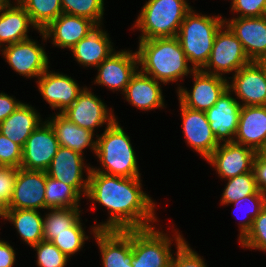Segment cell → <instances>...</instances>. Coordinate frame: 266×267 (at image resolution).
<instances>
[{
  "mask_svg": "<svg viewBox=\"0 0 266 267\" xmlns=\"http://www.w3.org/2000/svg\"><path fill=\"white\" fill-rule=\"evenodd\" d=\"M229 91L227 89L215 105L205 112L212 133L218 142L225 141V136L230 138L226 142H233L234 140L230 136L236 135L238 128L241 105L229 96Z\"/></svg>",
  "mask_w": 266,
  "mask_h": 267,
  "instance_id": "obj_17",
  "label": "cell"
},
{
  "mask_svg": "<svg viewBox=\"0 0 266 267\" xmlns=\"http://www.w3.org/2000/svg\"><path fill=\"white\" fill-rule=\"evenodd\" d=\"M82 161L80 154L67 147L59 146L46 173L48 176L72 186L79 194L81 188L87 194L88 179L82 183Z\"/></svg>",
  "mask_w": 266,
  "mask_h": 267,
  "instance_id": "obj_21",
  "label": "cell"
},
{
  "mask_svg": "<svg viewBox=\"0 0 266 267\" xmlns=\"http://www.w3.org/2000/svg\"><path fill=\"white\" fill-rule=\"evenodd\" d=\"M6 207L0 202V216H5Z\"/></svg>",
  "mask_w": 266,
  "mask_h": 267,
  "instance_id": "obj_47",
  "label": "cell"
},
{
  "mask_svg": "<svg viewBox=\"0 0 266 267\" xmlns=\"http://www.w3.org/2000/svg\"><path fill=\"white\" fill-rule=\"evenodd\" d=\"M59 148L55 132L48 122L37 127L22 148L20 168L25 170L46 171Z\"/></svg>",
  "mask_w": 266,
  "mask_h": 267,
  "instance_id": "obj_8",
  "label": "cell"
},
{
  "mask_svg": "<svg viewBox=\"0 0 266 267\" xmlns=\"http://www.w3.org/2000/svg\"><path fill=\"white\" fill-rule=\"evenodd\" d=\"M46 171L18 168L11 201L6 209H45Z\"/></svg>",
  "mask_w": 266,
  "mask_h": 267,
  "instance_id": "obj_9",
  "label": "cell"
},
{
  "mask_svg": "<svg viewBox=\"0 0 266 267\" xmlns=\"http://www.w3.org/2000/svg\"><path fill=\"white\" fill-rule=\"evenodd\" d=\"M22 147L0 133V166L20 168Z\"/></svg>",
  "mask_w": 266,
  "mask_h": 267,
  "instance_id": "obj_37",
  "label": "cell"
},
{
  "mask_svg": "<svg viewBox=\"0 0 266 267\" xmlns=\"http://www.w3.org/2000/svg\"><path fill=\"white\" fill-rule=\"evenodd\" d=\"M49 123L55 132L59 146L67 147L80 155L89 145L96 151L97 142L91 140L93 132L69 121L61 113Z\"/></svg>",
  "mask_w": 266,
  "mask_h": 267,
  "instance_id": "obj_27",
  "label": "cell"
},
{
  "mask_svg": "<svg viewBox=\"0 0 266 267\" xmlns=\"http://www.w3.org/2000/svg\"><path fill=\"white\" fill-rule=\"evenodd\" d=\"M61 114L69 121L91 132H93L95 126L103 124L108 119V113L103 102L86 89Z\"/></svg>",
  "mask_w": 266,
  "mask_h": 267,
  "instance_id": "obj_22",
  "label": "cell"
},
{
  "mask_svg": "<svg viewBox=\"0 0 266 267\" xmlns=\"http://www.w3.org/2000/svg\"><path fill=\"white\" fill-rule=\"evenodd\" d=\"M192 71L195 78L192 94L180 89V104L194 110L206 112L215 105L221 95L228 89L229 84L217 72L211 74V72H204L202 69H192Z\"/></svg>",
  "mask_w": 266,
  "mask_h": 267,
  "instance_id": "obj_7",
  "label": "cell"
},
{
  "mask_svg": "<svg viewBox=\"0 0 266 267\" xmlns=\"http://www.w3.org/2000/svg\"><path fill=\"white\" fill-rule=\"evenodd\" d=\"M143 71L161 82L177 81L189 73L187 57L176 37L140 40L136 52Z\"/></svg>",
  "mask_w": 266,
  "mask_h": 267,
  "instance_id": "obj_2",
  "label": "cell"
},
{
  "mask_svg": "<svg viewBox=\"0 0 266 267\" xmlns=\"http://www.w3.org/2000/svg\"><path fill=\"white\" fill-rule=\"evenodd\" d=\"M191 13L184 17L176 38L188 61L194 64L193 70H200L207 64L215 36L225 20Z\"/></svg>",
  "mask_w": 266,
  "mask_h": 267,
  "instance_id": "obj_4",
  "label": "cell"
},
{
  "mask_svg": "<svg viewBox=\"0 0 266 267\" xmlns=\"http://www.w3.org/2000/svg\"><path fill=\"white\" fill-rule=\"evenodd\" d=\"M236 136L233 141L241 145H248L257 153L266 146V105L241 106Z\"/></svg>",
  "mask_w": 266,
  "mask_h": 267,
  "instance_id": "obj_18",
  "label": "cell"
},
{
  "mask_svg": "<svg viewBox=\"0 0 266 267\" xmlns=\"http://www.w3.org/2000/svg\"><path fill=\"white\" fill-rule=\"evenodd\" d=\"M97 27L96 25V28L94 27L71 49L78 62L86 66L98 67L112 52L106 33Z\"/></svg>",
  "mask_w": 266,
  "mask_h": 267,
  "instance_id": "obj_26",
  "label": "cell"
},
{
  "mask_svg": "<svg viewBox=\"0 0 266 267\" xmlns=\"http://www.w3.org/2000/svg\"><path fill=\"white\" fill-rule=\"evenodd\" d=\"M183 129L188 143L206 159L219 146L204 111L194 110L181 104Z\"/></svg>",
  "mask_w": 266,
  "mask_h": 267,
  "instance_id": "obj_16",
  "label": "cell"
},
{
  "mask_svg": "<svg viewBox=\"0 0 266 267\" xmlns=\"http://www.w3.org/2000/svg\"><path fill=\"white\" fill-rule=\"evenodd\" d=\"M218 30L210 58L205 67L213 66L217 72H230L235 70L237 73L242 67L251 63L244 51L241 42L228 27L226 31Z\"/></svg>",
  "mask_w": 266,
  "mask_h": 267,
  "instance_id": "obj_10",
  "label": "cell"
},
{
  "mask_svg": "<svg viewBox=\"0 0 266 267\" xmlns=\"http://www.w3.org/2000/svg\"><path fill=\"white\" fill-rule=\"evenodd\" d=\"M104 134L96 141L95 153L107 169V172L96 171L107 175L125 178L139 177L136 157L130 144V138L115 122L111 115Z\"/></svg>",
  "mask_w": 266,
  "mask_h": 267,
  "instance_id": "obj_3",
  "label": "cell"
},
{
  "mask_svg": "<svg viewBox=\"0 0 266 267\" xmlns=\"http://www.w3.org/2000/svg\"><path fill=\"white\" fill-rule=\"evenodd\" d=\"M15 261V253L6 242L0 241V267H12Z\"/></svg>",
  "mask_w": 266,
  "mask_h": 267,
  "instance_id": "obj_45",
  "label": "cell"
},
{
  "mask_svg": "<svg viewBox=\"0 0 266 267\" xmlns=\"http://www.w3.org/2000/svg\"><path fill=\"white\" fill-rule=\"evenodd\" d=\"M232 10L242 12V18L266 15V0H233Z\"/></svg>",
  "mask_w": 266,
  "mask_h": 267,
  "instance_id": "obj_41",
  "label": "cell"
},
{
  "mask_svg": "<svg viewBox=\"0 0 266 267\" xmlns=\"http://www.w3.org/2000/svg\"><path fill=\"white\" fill-rule=\"evenodd\" d=\"M18 168L0 166V202L7 207L11 201Z\"/></svg>",
  "mask_w": 266,
  "mask_h": 267,
  "instance_id": "obj_40",
  "label": "cell"
},
{
  "mask_svg": "<svg viewBox=\"0 0 266 267\" xmlns=\"http://www.w3.org/2000/svg\"><path fill=\"white\" fill-rule=\"evenodd\" d=\"M22 103L6 94H0V122L4 121L11 113H13Z\"/></svg>",
  "mask_w": 266,
  "mask_h": 267,
  "instance_id": "obj_44",
  "label": "cell"
},
{
  "mask_svg": "<svg viewBox=\"0 0 266 267\" xmlns=\"http://www.w3.org/2000/svg\"><path fill=\"white\" fill-rule=\"evenodd\" d=\"M84 232H62L52 243L67 257L77 252L85 240Z\"/></svg>",
  "mask_w": 266,
  "mask_h": 267,
  "instance_id": "obj_39",
  "label": "cell"
},
{
  "mask_svg": "<svg viewBox=\"0 0 266 267\" xmlns=\"http://www.w3.org/2000/svg\"><path fill=\"white\" fill-rule=\"evenodd\" d=\"M190 10L184 0H149L136 24L142 28L141 40L176 37Z\"/></svg>",
  "mask_w": 266,
  "mask_h": 267,
  "instance_id": "obj_5",
  "label": "cell"
},
{
  "mask_svg": "<svg viewBox=\"0 0 266 267\" xmlns=\"http://www.w3.org/2000/svg\"><path fill=\"white\" fill-rule=\"evenodd\" d=\"M137 53L118 52L106 58L98 67L99 75L96 83L104 84L111 89L123 88V91L130 82L131 77L136 73L135 65L138 63Z\"/></svg>",
  "mask_w": 266,
  "mask_h": 267,
  "instance_id": "obj_20",
  "label": "cell"
},
{
  "mask_svg": "<svg viewBox=\"0 0 266 267\" xmlns=\"http://www.w3.org/2000/svg\"><path fill=\"white\" fill-rule=\"evenodd\" d=\"M52 210L43 221L44 241L52 242L62 232H83L78 207Z\"/></svg>",
  "mask_w": 266,
  "mask_h": 267,
  "instance_id": "obj_30",
  "label": "cell"
},
{
  "mask_svg": "<svg viewBox=\"0 0 266 267\" xmlns=\"http://www.w3.org/2000/svg\"><path fill=\"white\" fill-rule=\"evenodd\" d=\"M127 100L140 109H152L163 105L162 92L158 81L147 74L136 72L125 88Z\"/></svg>",
  "mask_w": 266,
  "mask_h": 267,
  "instance_id": "obj_24",
  "label": "cell"
},
{
  "mask_svg": "<svg viewBox=\"0 0 266 267\" xmlns=\"http://www.w3.org/2000/svg\"><path fill=\"white\" fill-rule=\"evenodd\" d=\"M241 42L251 62L266 58V15L232 19L227 26Z\"/></svg>",
  "mask_w": 266,
  "mask_h": 267,
  "instance_id": "obj_12",
  "label": "cell"
},
{
  "mask_svg": "<svg viewBox=\"0 0 266 267\" xmlns=\"http://www.w3.org/2000/svg\"><path fill=\"white\" fill-rule=\"evenodd\" d=\"M258 154L266 160V146Z\"/></svg>",
  "mask_w": 266,
  "mask_h": 267,
  "instance_id": "obj_48",
  "label": "cell"
},
{
  "mask_svg": "<svg viewBox=\"0 0 266 267\" xmlns=\"http://www.w3.org/2000/svg\"><path fill=\"white\" fill-rule=\"evenodd\" d=\"M38 251V266L40 267H64L67 256L62 253L52 242L40 241L32 246Z\"/></svg>",
  "mask_w": 266,
  "mask_h": 267,
  "instance_id": "obj_35",
  "label": "cell"
},
{
  "mask_svg": "<svg viewBox=\"0 0 266 267\" xmlns=\"http://www.w3.org/2000/svg\"><path fill=\"white\" fill-rule=\"evenodd\" d=\"M3 54L12 68L22 75L40 77L48 69L44 50L29 39L9 45Z\"/></svg>",
  "mask_w": 266,
  "mask_h": 267,
  "instance_id": "obj_15",
  "label": "cell"
},
{
  "mask_svg": "<svg viewBox=\"0 0 266 267\" xmlns=\"http://www.w3.org/2000/svg\"><path fill=\"white\" fill-rule=\"evenodd\" d=\"M177 258L172 257L170 267H205L204 262L198 257L192 249L188 247L183 238L179 235L177 238Z\"/></svg>",
  "mask_w": 266,
  "mask_h": 267,
  "instance_id": "obj_38",
  "label": "cell"
},
{
  "mask_svg": "<svg viewBox=\"0 0 266 267\" xmlns=\"http://www.w3.org/2000/svg\"><path fill=\"white\" fill-rule=\"evenodd\" d=\"M252 167L257 189L266 197V160L257 154Z\"/></svg>",
  "mask_w": 266,
  "mask_h": 267,
  "instance_id": "obj_43",
  "label": "cell"
},
{
  "mask_svg": "<svg viewBox=\"0 0 266 267\" xmlns=\"http://www.w3.org/2000/svg\"><path fill=\"white\" fill-rule=\"evenodd\" d=\"M18 4L25 8L34 27L39 31L44 30L63 13L61 0H18Z\"/></svg>",
  "mask_w": 266,
  "mask_h": 267,
  "instance_id": "obj_31",
  "label": "cell"
},
{
  "mask_svg": "<svg viewBox=\"0 0 266 267\" xmlns=\"http://www.w3.org/2000/svg\"><path fill=\"white\" fill-rule=\"evenodd\" d=\"M104 267H132L131 229H94Z\"/></svg>",
  "mask_w": 266,
  "mask_h": 267,
  "instance_id": "obj_14",
  "label": "cell"
},
{
  "mask_svg": "<svg viewBox=\"0 0 266 267\" xmlns=\"http://www.w3.org/2000/svg\"><path fill=\"white\" fill-rule=\"evenodd\" d=\"M87 196L111 210L110 220L96 227L98 230L149 228L147 221L154 219V204L140 190L139 177L112 176L89 169Z\"/></svg>",
  "mask_w": 266,
  "mask_h": 267,
  "instance_id": "obj_1",
  "label": "cell"
},
{
  "mask_svg": "<svg viewBox=\"0 0 266 267\" xmlns=\"http://www.w3.org/2000/svg\"><path fill=\"white\" fill-rule=\"evenodd\" d=\"M243 246L266 250V205L259 215L253 219V224L247 235L241 240Z\"/></svg>",
  "mask_w": 266,
  "mask_h": 267,
  "instance_id": "obj_36",
  "label": "cell"
},
{
  "mask_svg": "<svg viewBox=\"0 0 266 267\" xmlns=\"http://www.w3.org/2000/svg\"><path fill=\"white\" fill-rule=\"evenodd\" d=\"M32 107L21 104L4 121L0 122V133L22 148L40 120Z\"/></svg>",
  "mask_w": 266,
  "mask_h": 267,
  "instance_id": "obj_25",
  "label": "cell"
},
{
  "mask_svg": "<svg viewBox=\"0 0 266 267\" xmlns=\"http://www.w3.org/2000/svg\"><path fill=\"white\" fill-rule=\"evenodd\" d=\"M4 218L12 220L23 240L31 246L44 240L43 219L37 210L6 209Z\"/></svg>",
  "mask_w": 266,
  "mask_h": 267,
  "instance_id": "obj_29",
  "label": "cell"
},
{
  "mask_svg": "<svg viewBox=\"0 0 266 267\" xmlns=\"http://www.w3.org/2000/svg\"><path fill=\"white\" fill-rule=\"evenodd\" d=\"M64 14L85 17L97 23L103 15V0H61Z\"/></svg>",
  "mask_w": 266,
  "mask_h": 267,
  "instance_id": "obj_34",
  "label": "cell"
},
{
  "mask_svg": "<svg viewBox=\"0 0 266 267\" xmlns=\"http://www.w3.org/2000/svg\"><path fill=\"white\" fill-rule=\"evenodd\" d=\"M262 65L265 67L266 69V58H264L262 61H261Z\"/></svg>",
  "mask_w": 266,
  "mask_h": 267,
  "instance_id": "obj_49",
  "label": "cell"
},
{
  "mask_svg": "<svg viewBox=\"0 0 266 267\" xmlns=\"http://www.w3.org/2000/svg\"><path fill=\"white\" fill-rule=\"evenodd\" d=\"M8 0H0V12L4 10L5 8H8Z\"/></svg>",
  "mask_w": 266,
  "mask_h": 267,
  "instance_id": "obj_46",
  "label": "cell"
},
{
  "mask_svg": "<svg viewBox=\"0 0 266 267\" xmlns=\"http://www.w3.org/2000/svg\"><path fill=\"white\" fill-rule=\"evenodd\" d=\"M242 201H249L251 202V204L253 205L255 204L254 206L255 209L249 211L250 213L254 211L253 213H251L253 217H249V220L247 222H244L241 224L240 240H242L247 235V233L250 231L252 224H253V219L259 215L260 211L266 205V197L264 194H252L240 200H237L235 204H240L242 203Z\"/></svg>",
  "mask_w": 266,
  "mask_h": 267,
  "instance_id": "obj_42",
  "label": "cell"
},
{
  "mask_svg": "<svg viewBox=\"0 0 266 267\" xmlns=\"http://www.w3.org/2000/svg\"><path fill=\"white\" fill-rule=\"evenodd\" d=\"M45 208H75L78 207L80 194L62 181L56 180L46 173Z\"/></svg>",
  "mask_w": 266,
  "mask_h": 267,
  "instance_id": "obj_32",
  "label": "cell"
},
{
  "mask_svg": "<svg viewBox=\"0 0 266 267\" xmlns=\"http://www.w3.org/2000/svg\"><path fill=\"white\" fill-rule=\"evenodd\" d=\"M228 89L245 101L243 106L266 105V69L261 62H251L236 74ZM231 87V88H230Z\"/></svg>",
  "mask_w": 266,
  "mask_h": 267,
  "instance_id": "obj_13",
  "label": "cell"
},
{
  "mask_svg": "<svg viewBox=\"0 0 266 267\" xmlns=\"http://www.w3.org/2000/svg\"><path fill=\"white\" fill-rule=\"evenodd\" d=\"M96 25L88 18L62 13L40 33L44 38L53 33L55 45L72 49Z\"/></svg>",
  "mask_w": 266,
  "mask_h": 267,
  "instance_id": "obj_19",
  "label": "cell"
},
{
  "mask_svg": "<svg viewBox=\"0 0 266 267\" xmlns=\"http://www.w3.org/2000/svg\"><path fill=\"white\" fill-rule=\"evenodd\" d=\"M5 9L0 15V42H8V45L28 39L26 32L28 24H33L29 14L20 4L16 7Z\"/></svg>",
  "mask_w": 266,
  "mask_h": 267,
  "instance_id": "obj_28",
  "label": "cell"
},
{
  "mask_svg": "<svg viewBox=\"0 0 266 267\" xmlns=\"http://www.w3.org/2000/svg\"><path fill=\"white\" fill-rule=\"evenodd\" d=\"M166 237L153 227L131 229L132 267H170L172 254Z\"/></svg>",
  "mask_w": 266,
  "mask_h": 267,
  "instance_id": "obj_6",
  "label": "cell"
},
{
  "mask_svg": "<svg viewBox=\"0 0 266 267\" xmlns=\"http://www.w3.org/2000/svg\"><path fill=\"white\" fill-rule=\"evenodd\" d=\"M257 154L252 148H243L241 144L225 141V144L221 148L219 144L207 160L213 166L215 165L218 174L224 178H231L252 172L253 161Z\"/></svg>",
  "mask_w": 266,
  "mask_h": 267,
  "instance_id": "obj_11",
  "label": "cell"
},
{
  "mask_svg": "<svg viewBox=\"0 0 266 267\" xmlns=\"http://www.w3.org/2000/svg\"><path fill=\"white\" fill-rule=\"evenodd\" d=\"M228 180L223 193V204L234 203L248 195L263 194L257 189L253 171L228 178Z\"/></svg>",
  "mask_w": 266,
  "mask_h": 267,
  "instance_id": "obj_33",
  "label": "cell"
},
{
  "mask_svg": "<svg viewBox=\"0 0 266 267\" xmlns=\"http://www.w3.org/2000/svg\"><path fill=\"white\" fill-rule=\"evenodd\" d=\"M38 84L44 99L48 101L51 107L62 108L61 113L69 108L83 91L68 76L50 74L47 73V70L40 76Z\"/></svg>",
  "mask_w": 266,
  "mask_h": 267,
  "instance_id": "obj_23",
  "label": "cell"
}]
</instances>
